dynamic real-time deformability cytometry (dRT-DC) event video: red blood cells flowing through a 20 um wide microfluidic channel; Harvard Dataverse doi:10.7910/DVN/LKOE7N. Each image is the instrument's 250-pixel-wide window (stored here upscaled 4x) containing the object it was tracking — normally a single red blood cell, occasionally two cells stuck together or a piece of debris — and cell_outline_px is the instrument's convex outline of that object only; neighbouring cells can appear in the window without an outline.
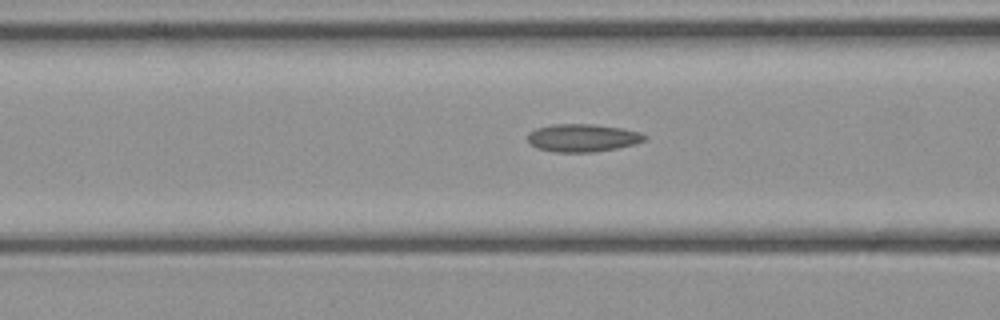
{"species": "common noctule bat (a hibernating species)", "species_latin": "Nyctalus noctula", "temperature_condition": "cold", "stored_images_in_passage": 27, "camera_frame_rate_fps": 3000, "um_per_image_px": 0.085, "animal": {"sex": "female", "body_mass_g": 21.9}, "frame": {"image": 1, "passage_image": 9, "time_ms": 2.667, "image_size_px": [1000, 320], "cell_outline_px": [[648, 136], [644, 140], [632, 144], [616, 148], [596, 152], [552, 152], [536, 148], [528, 144], [528, 132], [536, 128], [552, 124], [592, 124], [620, 128], [640, 132]], "centroid_in_image_um": [49.46, 11.72], "position_along_channel_um": 117.1, "area_um2": 19.02}}
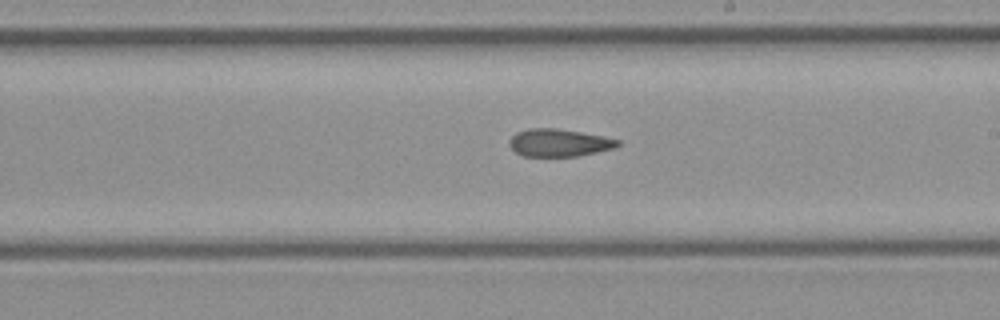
{"frame": {"image": 2, "passage_image": 17, "time_ms": 5.333, "image_size_px": [1000, 320], "cell_outline_px": [[620, 144], [616, 148], [576, 156], [524, 156], [516, 152], [508, 144], [508, 140], [516, 132], [532, 128], [556, 128], [604, 136], [620, 140]], "centroid_in_image_um": [47.52, 12.13], "position_along_channel_um": 241.5, "area_um2": 17.4}}
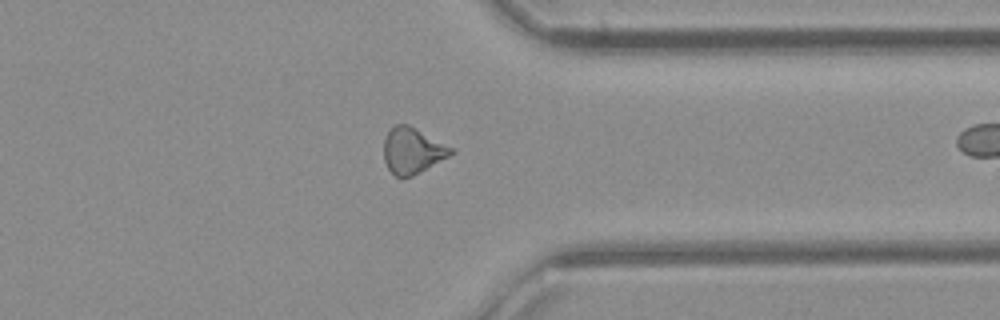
{"frame": {"image": 3, "passage_image": 26, "time_ms": 8.333, "image_size_px": [1000, 320], "cell_outline_px": [[456, 152], [412, 176], [396, 176], [388, 168], [384, 160], [384, 140], [388, 132], [396, 124], [408, 124], [456, 148]], "centroid_in_image_um": [35.1, 12.78], "position_along_channel_um": 376.3, "area_um2": 17.92}}